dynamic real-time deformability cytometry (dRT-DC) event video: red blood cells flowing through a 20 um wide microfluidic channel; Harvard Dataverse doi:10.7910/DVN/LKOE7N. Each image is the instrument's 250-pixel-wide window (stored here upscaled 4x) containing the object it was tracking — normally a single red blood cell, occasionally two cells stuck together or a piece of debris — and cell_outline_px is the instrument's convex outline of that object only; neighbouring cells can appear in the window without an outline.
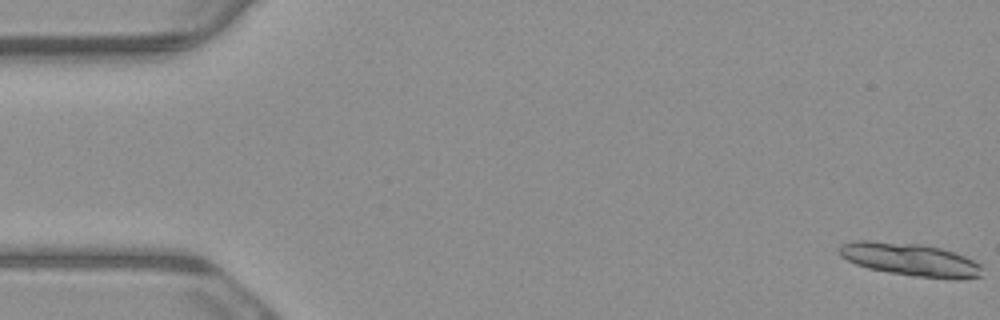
{"species": "common noctule bat (a hibernating species)", "species_latin": "Nyctalus noctula", "temperature_condition": "warm", "stored_images_in_passage": 7, "camera_frame_rate_fps": 3000, "um_per_image_px": 0.085, "animal": {"sex": "male", "body_mass_g": 23.1, "forearm_length_mm": 52.7}, "frame": {"image": 1, "passage_image": 1, "time_ms": 0.0, "image_size_px": [1000, 320], "cell_outline_px": [[984, 268], [980, 276], [956, 280], [912, 276], [888, 272], [868, 268], [856, 264], [840, 256], [840, 244], [856, 240], [868, 240], [920, 244], [940, 248], [964, 256], [980, 264]], "centroid_in_image_um": [77.38, 22.07], "position_along_channel_um": 7.6, "area_um2": 27.4}}
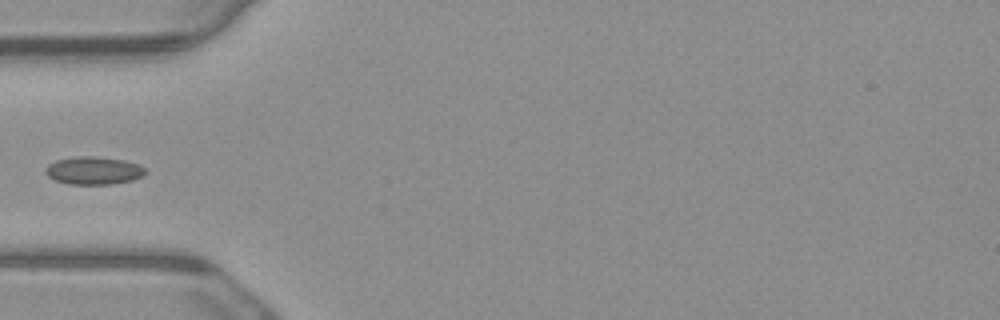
{"frame": {"image": 2, "passage_image": 6, "time_ms": 1.667, "image_size_px": [1000, 320], "cell_outline_px": [[148, 172], [144, 176], [132, 180], [112, 184], [68, 184], [56, 180], [48, 176], [44, 172], [44, 168], [48, 164], [56, 160], [76, 156], [96, 156], [124, 160], [140, 164]], "centroid_in_image_um": [7.97, 14.49], "position_along_channel_um": 77.0, "area_um2": 16.42}}
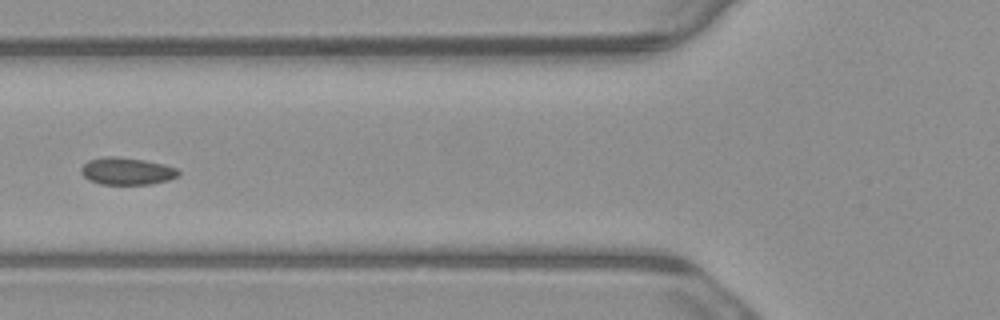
{"frame": {"image": 3, "passage_image": 7, "time_ms": 2.0, "image_size_px": [1000, 320], "cell_outline_px": [[180, 172], [176, 176], [168, 180], [152, 184], [100, 184], [88, 180], [80, 172], [80, 168], [88, 160], [104, 156], [112, 156], [144, 160], [164, 164], [176, 168]], "centroid_in_image_um": [10.74, 14.55], "position_along_channel_um": 115.1, "area_um2": 15.43}}